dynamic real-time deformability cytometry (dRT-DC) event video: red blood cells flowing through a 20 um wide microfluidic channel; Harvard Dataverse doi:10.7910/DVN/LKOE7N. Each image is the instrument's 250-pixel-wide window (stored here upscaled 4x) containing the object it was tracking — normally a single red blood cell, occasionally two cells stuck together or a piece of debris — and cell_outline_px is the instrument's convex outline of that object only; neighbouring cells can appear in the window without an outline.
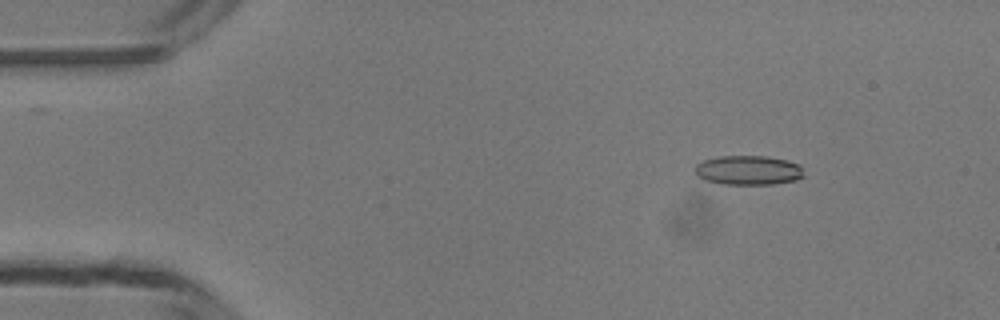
{"species": "common noctule bat (a hibernating species)", "species_latin": "Nyctalus noctula", "temperature_condition": "room temperature", "stored_images_in_passage": 16, "camera_frame_rate_fps": 3000, "um_per_image_px": 0.085, "animal": {"sex": "male", "body_mass_g": 13.3}, "frame": {"image": 1, "passage_image": 7, "time_ms": 2.0, "image_size_px": [1000, 320], "cell_outline_px": [[804, 176], [796, 180], [772, 184], [720, 184], [704, 180], [696, 176], [692, 168], [696, 164], [704, 160], [720, 156], [768, 156], [788, 160], [800, 164]], "centroid_in_image_um": [63.57, 14.47], "position_along_channel_um": 21.4, "area_um2": 18.96}}